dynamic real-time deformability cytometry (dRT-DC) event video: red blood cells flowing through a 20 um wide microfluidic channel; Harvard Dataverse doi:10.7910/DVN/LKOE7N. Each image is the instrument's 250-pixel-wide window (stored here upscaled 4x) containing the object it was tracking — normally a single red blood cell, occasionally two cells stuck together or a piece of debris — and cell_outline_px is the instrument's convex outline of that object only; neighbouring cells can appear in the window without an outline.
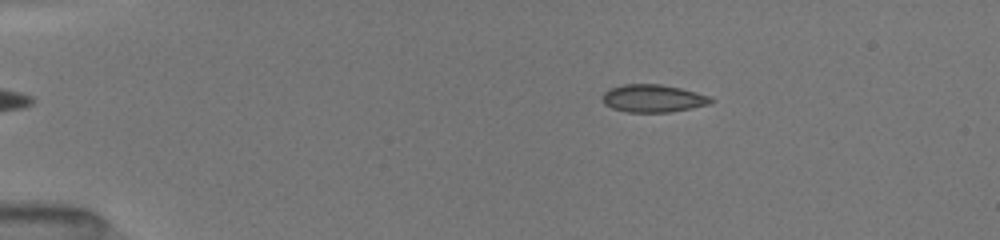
{"species": "common noctule bat (a hibernating species)", "species_latin": "Nyctalus noctula", "temperature_condition": "room temperature", "stored_images_in_passage": 50, "camera_frame_rate_fps": 3000, "um_per_image_px": 0.085, "animal": {"sex": "female", "body_mass_g": 19.5, "forearm_length_mm": 54.1}, "frame": {"image": 1, "passage_image": 9, "time_ms": 2.667, "image_size_px": [1000, 240], "cell_outline_px": [[716, 100], [708, 104], [668, 112], [628, 112], [612, 108], [604, 104], [604, 92], [612, 88], [624, 84], [660, 84], [680, 88], [708, 96]], "centroid_in_image_um": [55.5, 8.36], "position_along_channel_um": 29.5, "area_um2": 17.11}}
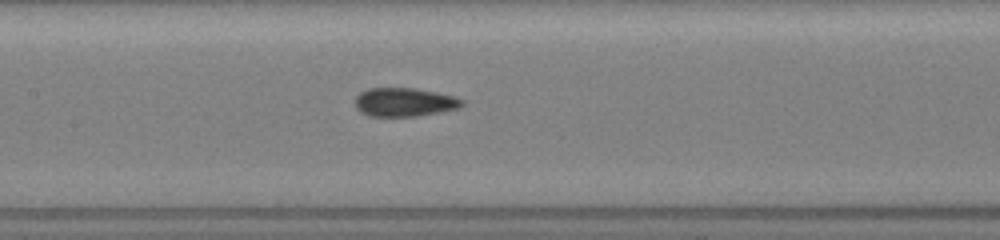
{"frame": {"image": 2, "passage_image": 25, "time_ms": 8.0, "image_size_px": [1000, 240], "cell_outline_px": [[464, 104], [460, 108], [416, 116], [368, 116], [360, 112], [356, 108], [356, 96], [360, 92], [368, 88], [416, 88], [456, 96], [464, 100]], "centroid_in_image_um": [34.39, 8.68], "position_along_channel_um": 173.0, "area_um2": 17.98}}
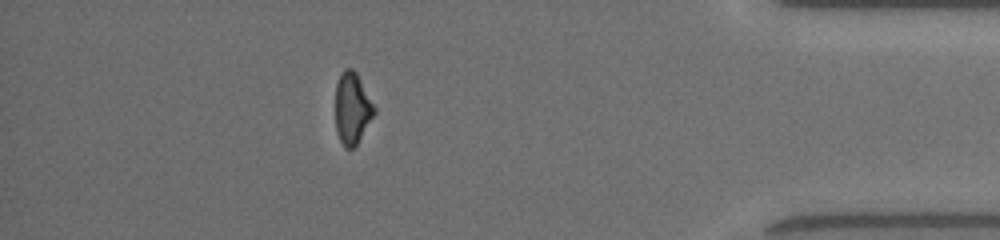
{"frame": {"image": 3, "passage_image": 45, "time_ms": 14.667, "image_size_px": [1000, 240], "cell_outline_px": [[376, 112], [356, 144], [352, 148], [344, 148], [336, 132], [336, 84], [340, 72], [344, 68], [352, 68], [356, 72], [376, 108]], "centroid_in_image_um": [29.93, 9.18], "position_along_channel_um": 405.3, "area_um2": 16.13}, "authors_computed_cell_mechanics": {"area_um2": 17.3978, "velocity_mm_per_s": 4.0519, "shape_relaxation_time_tau1_ms": 7.2312, "shape_relaxation_time_tau2_ms": 0.9184, "deformation_change_tau1": 0.1708, "deformation_change_tau2": 0.0551}}